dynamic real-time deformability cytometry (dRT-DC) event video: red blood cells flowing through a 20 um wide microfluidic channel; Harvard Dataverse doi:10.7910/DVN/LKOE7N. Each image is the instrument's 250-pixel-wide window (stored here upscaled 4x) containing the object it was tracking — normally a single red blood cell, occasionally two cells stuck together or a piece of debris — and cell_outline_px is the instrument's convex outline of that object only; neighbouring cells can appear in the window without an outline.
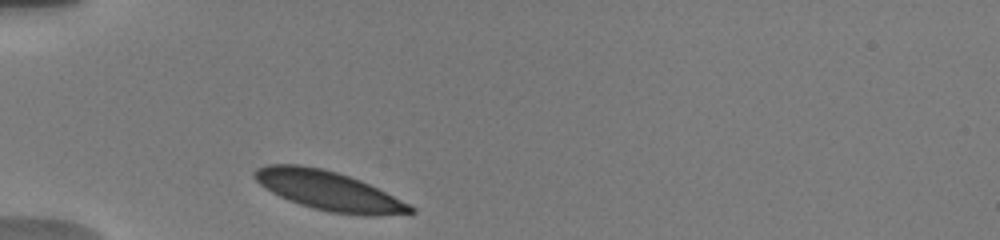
{"species": "human", "species_latin": "Homo sapiens", "temperature_condition": "warm", "stored_images_in_passage": 11, "camera_frame_rate_fps": 3000, "um_per_image_px": 0.085, "donor": {"sex": "male"}, "frame": {"image": 1, "passage_image": 1, "time_ms": 0.0, "image_size_px": [1000, 240], "cell_outline_px": [[416, 212], [376, 216], [364, 216], [332, 212], [312, 208], [300, 204], [280, 196], [272, 192], [260, 184], [252, 176], [252, 172], [256, 168], [268, 164], [300, 164], [320, 168], [336, 172], [360, 180], [416, 208]], "centroid_in_image_um": [27.89, 16.21], "position_along_channel_um": 57.1, "area_um2": 35.2}}
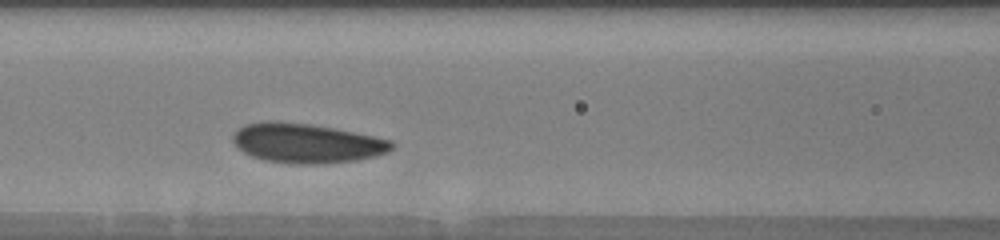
{"frame": {"image": 2, "passage_image": 8, "time_ms": 2.667, "image_size_px": [1000, 240], "cell_outline_px": [[396, 144], [388, 152], [376, 156], [356, 160], [324, 164], [292, 164], [264, 160], [252, 156], [244, 152], [232, 140], [232, 136], [244, 124], [268, 120], [272, 120], [308, 124], [332, 128], [392, 140]], "centroid_in_image_um": [26.07, 12.18], "position_along_channel_um": 140.5, "area_um2": 36.47}}
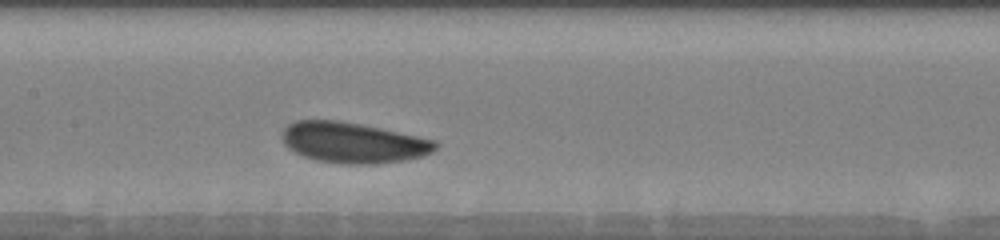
{"frame": {"image": 3, "passage_image": 11, "time_ms": 3.667, "image_size_px": [1000, 240], "cell_outline_px": [[440, 144], [432, 152], [424, 156], [404, 160], [376, 164], [344, 164], [316, 160], [304, 156], [288, 148], [284, 144], [280, 136], [280, 132], [288, 124], [296, 120], [336, 120], [360, 124], [380, 128], [436, 140]], "centroid_in_image_um": [30.0, 12.12], "position_along_channel_um": 177.4, "area_um2": 36.47}}